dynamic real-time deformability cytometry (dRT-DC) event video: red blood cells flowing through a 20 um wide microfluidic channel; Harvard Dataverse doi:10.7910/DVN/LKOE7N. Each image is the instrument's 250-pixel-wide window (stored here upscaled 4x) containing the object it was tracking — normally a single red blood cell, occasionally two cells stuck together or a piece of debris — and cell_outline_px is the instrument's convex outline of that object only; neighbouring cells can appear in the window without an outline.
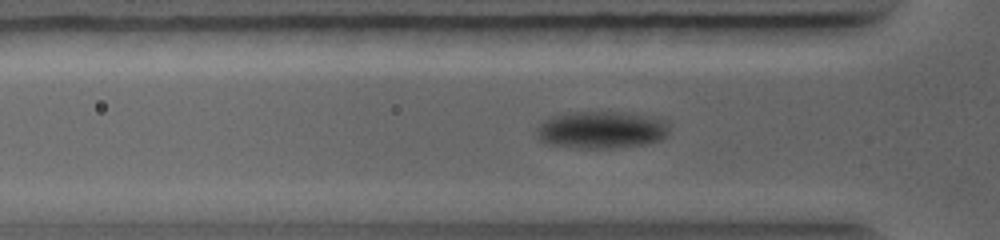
{"species": "common noctule bat (a hibernating species)", "species_latin": "Nyctalus noctula", "temperature_condition": "warm", "stored_images_in_passage": 29, "camera_frame_rate_fps": 5000, "um_per_image_px": 0.085, "animal": {"sex": "female", "body_mass_g": 19.0, "forearm_length_mm": 56.7}, "frame": {"image": 1, "passage_image": 8, "time_ms": 2.8, "image_size_px": [1000, 240], "cell_outline_px": [[668, 136], [660, 140], [648, 144], [612, 148], [580, 148], [544, 144], [540, 140], [536, 132], [536, 128], [544, 120], [560, 112], [624, 112], [664, 120], [668, 128]], "centroid_in_image_um": [51.07, 11.04], "position_along_channel_um": 74.7, "area_um2": 29.02}}
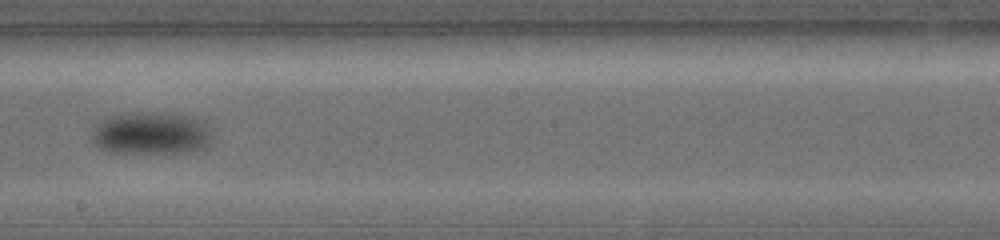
{"frame": {"image": 2, "passage_image": 16, "time_ms": 6.2, "image_size_px": [1000, 240], "cell_outline_px": [[208, 144], [204, 148], [188, 152], [108, 152], [100, 148], [92, 140], [92, 128], [100, 120], [108, 116], [128, 112], [168, 112], [184, 116], [204, 124], [208, 132]], "centroid_in_image_um": [12.72, 11.31], "position_along_channel_um": 235.5, "area_um2": 29.36}}
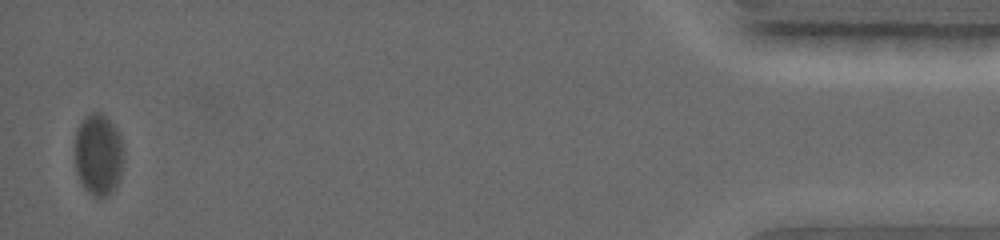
{"frame": {"image": 3, "passage_image": 29, "time_ms": 12.8, "image_size_px": [1000, 240], "cell_outline_px": [[120, 176], [116, 188], [108, 196], [92, 196], [84, 188], [76, 172], [76, 132], [84, 116], [88, 112], [100, 112], [116, 128], [120, 136]], "centroid_in_image_um": [8.32, 13.15], "position_along_channel_um": 426.9, "area_um2": 22.66}}